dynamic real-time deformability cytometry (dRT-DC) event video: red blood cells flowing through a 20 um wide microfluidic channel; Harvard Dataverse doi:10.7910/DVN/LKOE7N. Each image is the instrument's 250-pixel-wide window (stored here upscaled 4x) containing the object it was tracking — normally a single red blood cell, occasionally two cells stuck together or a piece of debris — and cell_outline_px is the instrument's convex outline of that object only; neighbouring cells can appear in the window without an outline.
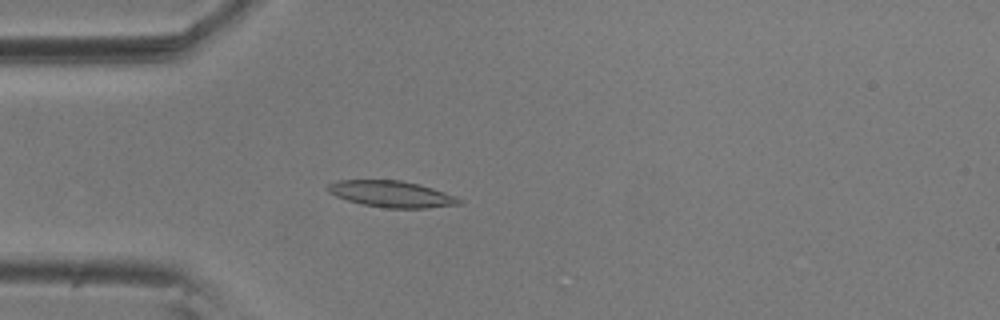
{"species": "common noctule bat (a hibernating species)", "species_latin": "Nyctalus noctula", "temperature_condition": "room temperature", "stored_images_in_passage": 32, "camera_frame_rate_fps": 3000, "um_per_image_px": 0.085, "animal": {"sex": "male", "body_mass_g": 20.5, "forearm_length_mm": 52.5}, "frame": {"image": 1, "passage_image": 14, "time_ms": 4.333, "image_size_px": [1000, 320], "cell_outline_px": [[464, 204], [424, 208], [384, 208], [360, 204], [336, 196], [328, 192], [324, 188], [328, 184], [336, 180], [400, 180], [420, 184], [456, 196], [464, 200]], "centroid_in_image_um": [33.28, 16.49], "position_along_channel_um": 51.7, "area_um2": 20.46}}
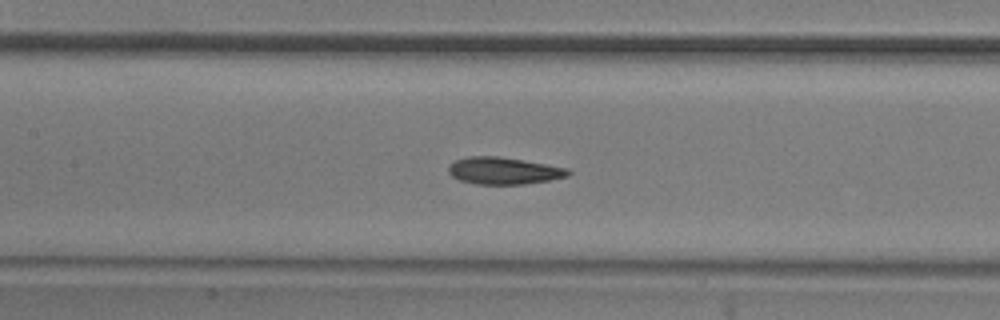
{"frame": {"image": 2, "passage_image": 24, "time_ms": 7.667, "image_size_px": [1000, 320], "cell_outline_px": [[572, 172], [568, 176], [548, 180], [524, 184], [476, 184], [460, 180], [452, 176], [448, 172], [448, 168], [456, 160], [468, 156], [496, 156], [524, 160], [568, 168]], "centroid_in_image_um": [42.83, 14.51], "position_along_channel_um": 164.6, "area_um2": 18.73}}
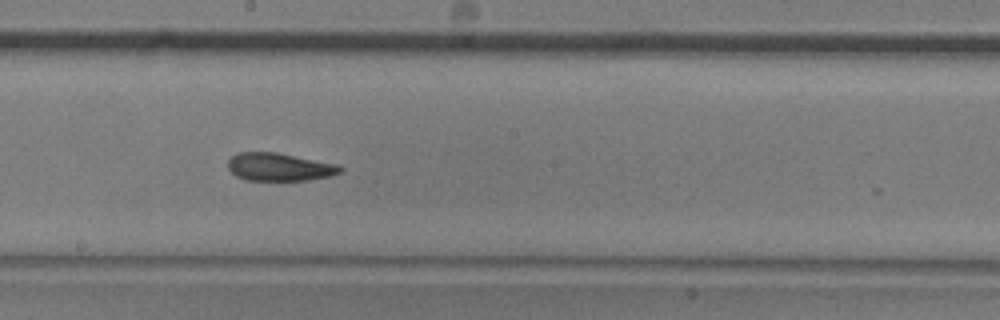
{"frame": {"image": 3, "passage_image": 29, "time_ms": 9.333, "image_size_px": [1000, 320], "cell_outline_px": [[344, 168], [340, 172], [332, 176], [308, 180], [248, 180], [236, 176], [228, 168], [228, 160], [236, 152], [276, 152], [340, 164]], "centroid_in_image_um": [23.78, 14.18], "position_along_channel_um": 224.4, "area_um2": 18.44}}